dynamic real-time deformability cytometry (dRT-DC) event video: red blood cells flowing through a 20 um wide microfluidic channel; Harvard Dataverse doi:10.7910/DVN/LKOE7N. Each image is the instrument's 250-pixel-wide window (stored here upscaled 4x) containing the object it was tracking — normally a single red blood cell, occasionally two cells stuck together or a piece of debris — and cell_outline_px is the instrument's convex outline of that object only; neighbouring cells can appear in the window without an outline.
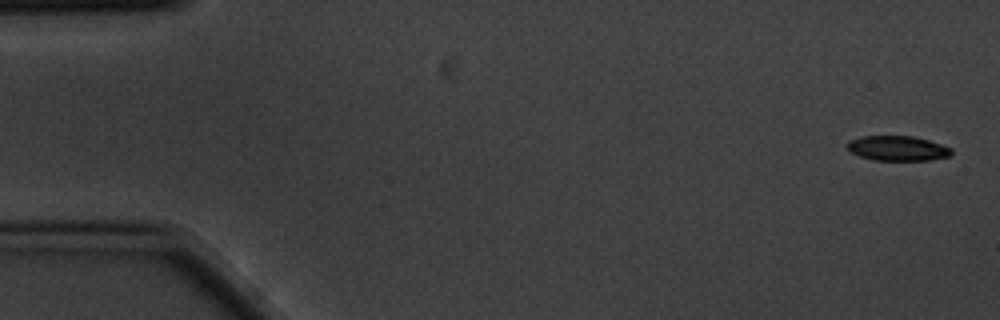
{"species": "common noctule bat (a hibernating species)", "species_latin": "Nyctalus noctula", "temperature_condition": "cold", "stored_images_in_passage": 5, "camera_frame_rate_fps": 3000, "um_per_image_px": 0.085, "animal": {"sex": "male", "body_mass_g": 20.1, "forearm_length_mm": 53.5}, "frame": {"image": 1, "passage_image": 1, "time_ms": 0.0, "image_size_px": [1000, 320], "cell_outline_px": [[952, 152], [948, 156], [928, 160], [872, 160], [848, 152], [848, 140], [860, 136], [912, 136], [928, 140], [952, 148]], "centroid_in_image_um": [76.24, 12.6], "position_along_channel_um": 8.8, "area_um2": 15.09}}
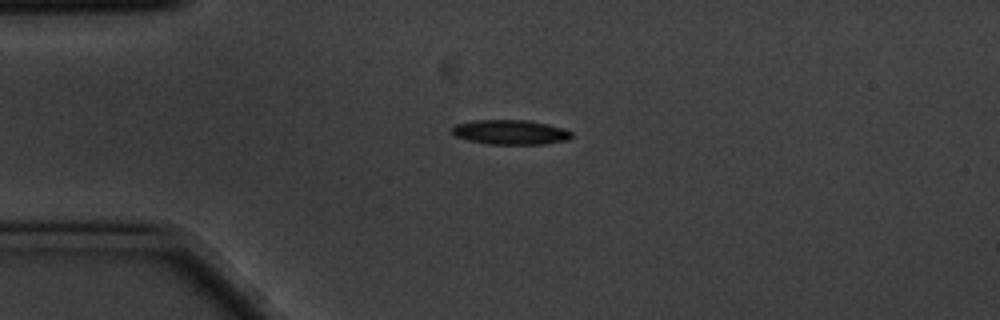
{"frame": {"image": 2, "passage_image": 4, "time_ms": 1.0, "image_size_px": [1000, 320], "cell_outline_px": [[572, 136], [568, 140], [544, 144], [488, 144], [468, 140], [456, 136], [452, 132], [452, 128], [456, 124], [476, 120], [528, 120], [548, 124], [564, 128], [572, 132]], "centroid_in_image_um": [43.42, 11.23], "position_along_channel_um": 41.6, "area_um2": 17.17}}